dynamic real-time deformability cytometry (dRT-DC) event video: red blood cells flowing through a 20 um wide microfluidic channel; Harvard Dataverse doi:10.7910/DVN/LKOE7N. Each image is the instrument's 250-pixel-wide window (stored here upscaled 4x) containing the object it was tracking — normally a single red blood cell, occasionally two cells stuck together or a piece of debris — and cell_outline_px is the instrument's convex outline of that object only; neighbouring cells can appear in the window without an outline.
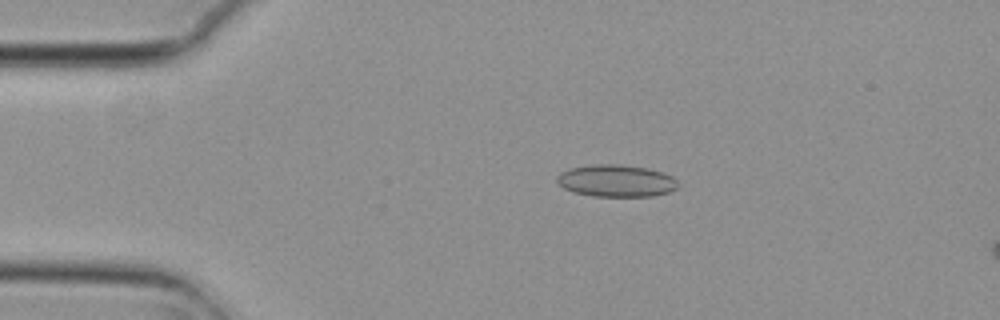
{"species": "common noctule bat (a hibernating species)", "species_latin": "Nyctalus noctula", "temperature_condition": "cold", "stored_images_in_passage": 53, "camera_frame_rate_fps": 3000, "um_per_image_px": 0.085, "animal": {"sex": "female", "body_mass_g": 29.2, "forearm_length_mm": 56.3}, "frame": {"image": 1, "passage_image": 9, "time_ms": 2.667, "image_size_px": [1000, 320], "cell_outline_px": [[680, 184], [676, 188], [668, 192], [652, 196], [592, 196], [572, 192], [564, 188], [556, 180], [556, 176], [560, 172], [572, 168], [596, 164], [620, 164], [648, 168], [672, 176]], "centroid_in_image_um": [52.37, 15.37], "position_along_channel_um": 32.6, "area_um2": 22.6}}
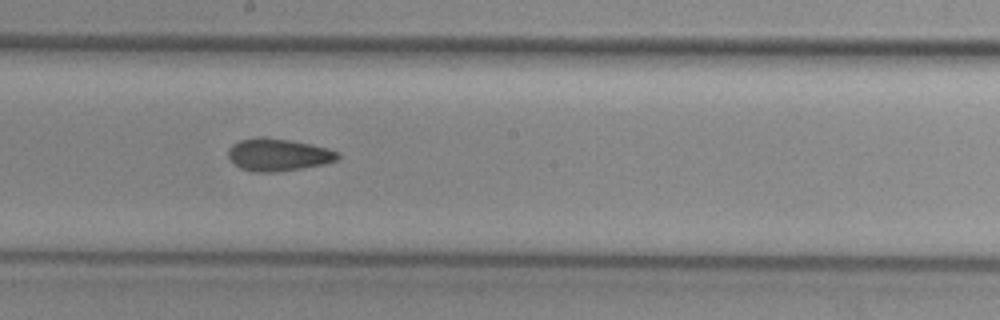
{"frame": {"image": 2, "passage_image": 28, "time_ms": 9.0, "image_size_px": [1000, 320], "cell_outline_px": [[340, 156], [336, 160], [324, 164], [280, 172], [252, 172], [240, 168], [228, 156], [228, 148], [232, 144], [240, 140], [288, 140], [328, 148], [340, 152]], "centroid_in_image_um": [23.69, 13.21], "position_along_channel_um": 224.5, "area_um2": 20.0}}
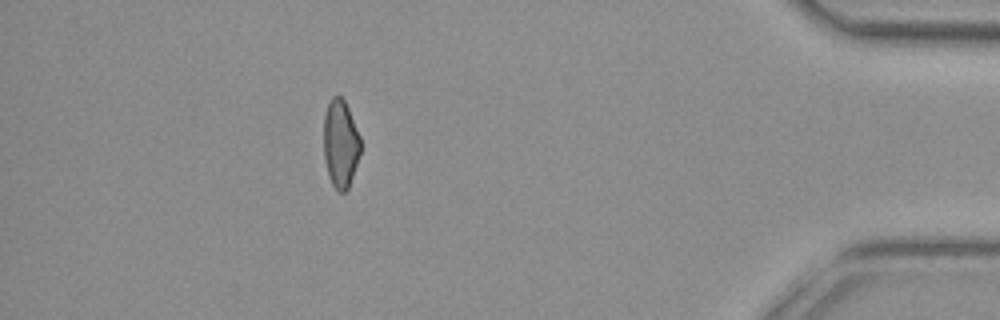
{"frame": {"image": 3, "passage_image": 47, "time_ms": 15.333, "image_size_px": [1000, 320], "cell_outline_px": [[360, 152], [348, 188], [344, 192], [340, 192], [332, 184], [328, 176], [324, 160], [324, 116], [328, 104], [332, 96], [340, 96], [344, 100], [348, 108], [360, 136]], "centroid_in_image_um": [28.93, 12.2], "position_along_channel_um": 406.3, "area_um2": 18.67}, "authors_computed_cell_mechanics": {"area_um2": 20.519, "velocity_mm_per_s": 3.7264, "shape_relaxation_time_tau1_ms": null, "shape_relaxation_time_tau2_ms": 2.6068, "deformation_change_tau1": null, "deformation_change_tau2": 0.094}}